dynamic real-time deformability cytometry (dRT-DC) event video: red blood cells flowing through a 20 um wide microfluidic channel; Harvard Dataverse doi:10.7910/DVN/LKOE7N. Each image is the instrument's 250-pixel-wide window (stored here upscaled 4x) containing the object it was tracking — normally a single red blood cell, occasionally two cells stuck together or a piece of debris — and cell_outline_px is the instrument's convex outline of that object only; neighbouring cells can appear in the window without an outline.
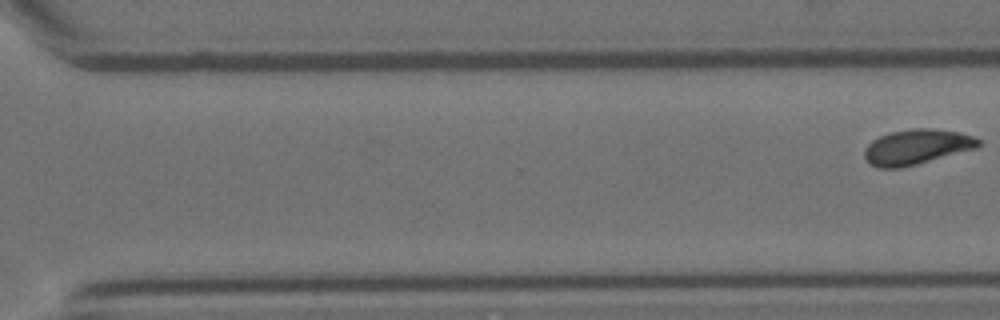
{"species": "Egyptian fruit bat (a non-hibernating species)", "species_latin": "Rousettus aegyptiacus", "temperature_condition": "room temperature", "stored_images_in_passage": 8, "segment_of_instrument_passage": [2, 2], "camera_frame_rate_fps": 3000, "um_per_image_px": 0.085, "animal": {"sex": "female"}, "frame": {"image": 1, "passage_image": 8, "time_ms": 2.333, "image_size_px": [1000, 320], "cell_outline_px": [[980, 144], [976, 148], [916, 164], [900, 168], [876, 168], [868, 164], [864, 156], [864, 148], [872, 140], [880, 136], [892, 132], [916, 128], [928, 128], [960, 132], [972, 136], [980, 140]], "centroid_in_image_um": [77.87, 12.5], "position_along_channel_um": 292.7, "area_um2": 23.18}}